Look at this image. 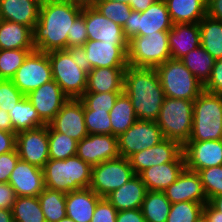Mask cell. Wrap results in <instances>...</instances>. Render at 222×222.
I'll use <instances>...</instances> for the list:
<instances>
[{
    "label": "cell",
    "instance_id": "e0dca14e",
    "mask_svg": "<svg viewBox=\"0 0 222 222\" xmlns=\"http://www.w3.org/2000/svg\"><path fill=\"white\" fill-rule=\"evenodd\" d=\"M48 125L54 131L66 134L79 142L88 135L83 103L79 99H68Z\"/></svg>",
    "mask_w": 222,
    "mask_h": 222
},
{
    "label": "cell",
    "instance_id": "836d02e7",
    "mask_svg": "<svg viewBox=\"0 0 222 222\" xmlns=\"http://www.w3.org/2000/svg\"><path fill=\"white\" fill-rule=\"evenodd\" d=\"M180 60L203 84L210 78L215 63V59L202 46L191 50Z\"/></svg>",
    "mask_w": 222,
    "mask_h": 222
},
{
    "label": "cell",
    "instance_id": "f1b7e54d",
    "mask_svg": "<svg viewBox=\"0 0 222 222\" xmlns=\"http://www.w3.org/2000/svg\"><path fill=\"white\" fill-rule=\"evenodd\" d=\"M35 49L32 29L9 20H0V50Z\"/></svg>",
    "mask_w": 222,
    "mask_h": 222
},
{
    "label": "cell",
    "instance_id": "83f0119b",
    "mask_svg": "<svg viewBox=\"0 0 222 222\" xmlns=\"http://www.w3.org/2000/svg\"><path fill=\"white\" fill-rule=\"evenodd\" d=\"M126 68L127 67L93 68L88 73L85 92H123Z\"/></svg>",
    "mask_w": 222,
    "mask_h": 222
},
{
    "label": "cell",
    "instance_id": "91938a15",
    "mask_svg": "<svg viewBox=\"0 0 222 222\" xmlns=\"http://www.w3.org/2000/svg\"><path fill=\"white\" fill-rule=\"evenodd\" d=\"M0 222H14L12 210L0 208Z\"/></svg>",
    "mask_w": 222,
    "mask_h": 222
},
{
    "label": "cell",
    "instance_id": "ee69618b",
    "mask_svg": "<svg viewBox=\"0 0 222 222\" xmlns=\"http://www.w3.org/2000/svg\"><path fill=\"white\" fill-rule=\"evenodd\" d=\"M123 92H85L79 100L83 103L84 109L110 111L118 96Z\"/></svg>",
    "mask_w": 222,
    "mask_h": 222
},
{
    "label": "cell",
    "instance_id": "f546056e",
    "mask_svg": "<svg viewBox=\"0 0 222 222\" xmlns=\"http://www.w3.org/2000/svg\"><path fill=\"white\" fill-rule=\"evenodd\" d=\"M173 24L199 23L207 15V0H164Z\"/></svg>",
    "mask_w": 222,
    "mask_h": 222
},
{
    "label": "cell",
    "instance_id": "ffe728a7",
    "mask_svg": "<svg viewBox=\"0 0 222 222\" xmlns=\"http://www.w3.org/2000/svg\"><path fill=\"white\" fill-rule=\"evenodd\" d=\"M81 14L85 19L88 40L128 43L123 27L103 16L93 5L83 6Z\"/></svg>",
    "mask_w": 222,
    "mask_h": 222
},
{
    "label": "cell",
    "instance_id": "4fadbf2b",
    "mask_svg": "<svg viewBox=\"0 0 222 222\" xmlns=\"http://www.w3.org/2000/svg\"><path fill=\"white\" fill-rule=\"evenodd\" d=\"M16 150L20 160L43 168L49 160L48 124L17 132Z\"/></svg>",
    "mask_w": 222,
    "mask_h": 222
},
{
    "label": "cell",
    "instance_id": "52a82bcc",
    "mask_svg": "<svg viewBox=\"0 0 222 222\" xmlns=\"http://www.w3.org/2000/svg\"><path fill=\"white\" fill-rule=\"evenodd\" d=\"M171 59L168 31H156L147 36H135L128 41V65L156 68Z\"/></svg>",
    "mask_w": 222,
    "mask_h": 222
},
{
    "label": "cell",
    "instance_id": "681fc988",
    "mask_svg": "<svg viewBox=\"0 0 222 222\" xmlns=\"http://www.w3.org/2000/svg\"><path fill=\"white\" fill-rule=\"evenodd\" d=\"M204 90L222 95V59L215 60L211 76L204 84Z\"/></svg>",
    "mask_w": 222,
    "mask_h": 222
},
{
    "label": "cell",
    "instance_id": "9f6ffc18",
    "mask_svg": "<svg viewBox=\"0 0 222 222\" xmlns=\"http://www.w3.org/2000/svg\"><path fill=\"white\" fill-rule=\"evenodd\" d=\"M203 215L208 222H222L221 213L218 212L209 202L204 205Z\"/></svg>",
    "mask_w": 222,
    "mask_h": 222
},
{
    "label": "cell",
    "instance_id": "d4e9b609",
    "mask_svg": "<svg viewBox=\"0 0 222 222\" xmlns=\"http://www.w3.org/2000/svg\"><path fill=\"white\" fill-rule=\"evenodd\" d=\"M40 5L37 0H0V20L16 22L33 30Z\"/></svg>",
    "mask_w": 222,
    "mask_h": 222
},
{
    "label": "cell",
    "instance_id": "277c9868",
    "mask_svg": "<svg viewBox=\"0 0 222 222\" xmlns=\"http://www.w3.org/2000/svg\"><path fill=\"white\" fill-rule=\"evenodd\" d=\"M222 139V95L203 91L193 102V127L188 141Z\"/></svg>",
    "mask_w": 222,
    "mask_h": 222
},
{
    "label": "cell",
    "instance_id": "7a4b0ae2",
    "mask_svg": "<svg viewBox=\"0 0 222 222\" xmlns=\"http://www.w3.org/2000/svg\"><path fill=\"white\" fill-rule=\"evenodd\" d=\"M123 92L130 98L138 120L156 121L165 94L155 68L128 65Z\"/></svg>",
    "mask_w": 222,
    "mask_h": 222
},
{
    "label": "cell",
    "instance_id": "9a60e30c",
    "mask_svg": "<svg viewBox=\"0 0 222 222\" xmlns=\"http://www.w3.org/2000/svg\"><path fill=\"white\" fill-rule=\"evenodd\" d=\"M186 169L198 172L222 165V139L207 141H187L182 146Z\"/></svg>",
    "mask_w": 222,
    "mask_h": 222
},
{
    "label": "cell",
    "instance_id": "ab89813d",
    "mask_svg": "<svg viewBox=\"0 0 222 222\" xmlns=\"http://www.w3.org/2000/svg\"><path fill=\"white\" fill-rule=\"evenodd\" d=\"M204 204L191 201L172 203L166 222H196L203 215Z\"/></svg>",
    "mask_w": 222,
    "mask_h": 222
},
{
    "label": "cell",
    "instance_id": "603a6c76",
    "mask_svg": "<svg viewBox=\"0 0 222 222\" xmlns=\"http://www.w3.org/2000/svg\"><path fill=\"white\" fill-rule=\"evenodd\" d=\"M171 59L180 60L191 50L201 46L199 23H176L168 31Z\"/></svg>",
    "mask_w": 222,
    "mask_h": 222
},
{
    "label": "cell",
    "instance_id": "8fae6325",
    "mask_svg": "<svg viewBox=\"0 0 222 222\" xmlns=\"http://www.w3.org/2000/svg\"><path fill=\"white\" fill-rule=\"evenodd\" d=\"M11 80L25 96L53 80L48 52L31 51Z\"/></svg>",
    "mask_w": 222,
    "mask_h": 222
},
{
    "label": "cell",
    "instance_id": "816d5d0a",
    "mask_svg": "<svg viewBox=\"0 0 222 222\" xmlns=\"http://www.w3.org/2000/svg\"><path fill=\"white\" fill-rule=\"evenodd\" d=\"M73 57V61L85 72L89 73L93 68L87 60V54L83 46L67 48Z\"/></svg>",
    "mask_w": 222,
    "mask_h": 222
},
{
    "label": "cell",
    "instance_id": "484cf974",
    "mask_svg": "<svg viewBox=\"0 0 222 222\" xmlns=\"http://www.w3.org/2000/svg\"><path fill=\"white\" fill-rule=\"evenodd\" d=\"M185 168V162H168L147 168L139 176L148 191L163 192Z\"/></svg>",
    "mask_w": 222,
    "mask_h": 222
},
{
    "label": "cell",
    "instance_id": "3957f363",
    "mask_svg": "<svg viewBox=\"0 0 222 222\" xmlns=\"http://www.w3.org/2000/svg\"><path fill=\"white\" fill-rule=\"evenodd\" d=\"M43 169L45 187L69 193L89 188L92 166L77 155L64 160L49 159Z\"/></svg>",
    "mask_w": 222,
    "mask_h": 222
},
{
    "label": "cell",
    "instance_id": "680465c9",
    "mask_svg": "<svg viewBox=\"0 0 222 222\" xmlns=\"http://www.w3.org/2000/svg\"><path fill=\"white\" fill-rule=\"evenodd\" d=\"M156 0H131L130 7L132 11L143 12Z\"/></svg>",
    "mask_w": 222,
    "mask_h": 222
},
{
    "label": "cell",
    "instance_id": "8992f818",
    "mask_svg": "<svg viewBox=\"0 0 222 222\" xmlns=\"http://www.w3.org/2000/svg\"><path fill=\"white\" fill-rule=\"evenodd\" d=\"M165 97L194 101L203 91L200 82L181 60L168 59L155 68Z\"/></svg>",
    "mask_w": 222,
    "mask_h": 222
},
{
    "label": "cell",
    "instance_id": "e7e4bbea",
    "mask_svg": "<svg viewBox=\"0 0 222 222\" xmlns=\"http://www.w3.org/2000/svg\"><path fill=\"white\" fill-rule=\"evenodd\" d=\"M108 1L122 2V3L130 5L131 0H108Z\"/></svg>",
    "mask_w": 222,
    "mask_h": 222
},
{
    "label": "cell",
    "instance_id": "be15d7a7",
    "mask_svg": "<svg viewBox=\"0 0 222 222\" xmlns=\"http://www.w3.org/2000/svg\"><path fill=\"white\" fill-rule=\"evenodd\" d=\"M58 222H75L73 219H70L68 216L62 218L60 221Z\"/></svg>",
    "mask_w": 222,
    "mask_h": 222
},
{
    "label": "cell",
    "instance_id": "7bdbcfd3",
    "mask_svg": "<svg viewBox=\"0 0 222 222\" xmlns=\"http://www.w3.org/2000/svg\"><path fill=\"white\" fill-rule=\"evenodd\" d=\"M208 202L222 194V165L213 166L197 172Z\"/></svg>",
    "mask_w": 222,
    "mask_h": 222
},
{
    "label": "cell",
    "instance_id": "b9f144b4",
    "mask_svg": "<svg viewBox=\"0 0 222 222\" xmlns=\"http://www.w3.org/2000/svg\"><path fill=\"white\" fill-rule=\"evenodd\" d=\"M93 6L103 16L109 18L121 27L124 26L132 11L128 4L108 0H98Z\"/></svg>",
    "mask_w": 222,
    "mask_h": 222
},
{
    "label": "cell",
    "instance_id": "1f68e13d",
    "mask_svg": "<svg viewBox=\"0 0 222 222\" xmlns=\"http://www.w3.org/2000/svg\"><path fill=\"white\" fill-rule=\"evenodd\" d=\"M201 46L215 59H222V21L206 15L200 22Z\"/></svg>",
    "mask_w": 222,
    "mask_h": 222
},
{
    "label": "cell",
    "instance_id": "db71d44e",
    "mask_svg": "<svg viewBox=\"0 0 222 222\" xmlns=\"http://www.w3.org/2000/svg\"><path fill=\"white\" fill-rule=\"evenodd\" d=\"M116 222H146L141 209H128L117 212Z\"/></svg>",
    "mask_w": 222,
    "mask_h": 222
},
{
    "label": "cell",
    "instance_id": "c3c4849f",
    "mask_svg": "<svg viewBox=\"0 0 222 222\" xmlns=\"http://www.w3.org/2000/svg\"><path fill=\"white\" fill-rule=\"evenodd\" d=\"M17 150L0 155V183H8L9 177L19 160Z\"/></svg>",
    "mask_w": 222,
    "mask_h": 222
},
{
    "label": "cell",
    "instance_id": "bcb514c9",
    "mask_svg": "<svg viewBox=\"0 0 222 222\" xmlns=\"http://www.w3.org/2000/svg\"><path fill=\"white\" fill-rule=\"evenodd\" d=\"M88 41L85 19L80 14L72 23L71 34H68L67 48L83 46Z\"/></svg>",
    "mask_w": 222,
    "mask_h": 222
},
{
    "label": "cell",
    "instance_id": "6125c7cd",
    "mask_svg": "<svg viewBox=\"0 0 222 222\" xmlns=\"http://www.w3.org/2000/svg\"><path fill=\"white\" fill-rule=\"evenodd\" d=\"M77 4H80L82 6H92L94 5L98 0H72Z\"/></svg>",
    "mask_w": 222,
    "mask_h": 222
},
{
    "label": "cell",
    "instance_id": "8d00e7d4",
    "mask_svg": "<svg viewBox=\"0 0 222 222\" xmlns=\"http://www.w3.org/2000/svg\"><path fill=\"white\" fill-rule=\"evenodd\" d=\"M12 215L14 222H46L38 196L16 197Z\"/></svg>",
    "mask_w": 222,
    "mask_h": 222
},
{
    "label": "cell",
    "instance_id": "6da1fadb",
    "mask_svg": "<svg viewBox=\"0 0 222 222\" xmlns=\"http://www.w3.org/2000/svg\"><path fill=\"white\" fill-rule=\"evenodd\" d=\"M82 8L72 0L42 3L38 22L32 30L35 50L47 53L67 49L72 23L82 13Z\"/></svg>",
    "mask_w": 222,
    "mask_h": 222
},
{
    "label": "cell",
    "instance_id": "5b68a950",
    "mask_svg": "<svg viewBox=\"0 0 222 222\" xmlns=\"http://www.w3.org/2000/svg\"><path fill=\"white\" fill-rule=\"evenodd\" d=\"M193 102L165 97L155 121L165 139L178 141L182 146L189 140L193 127Z\"/></svg>",
    "mask_w": 222,
    "mask_h": 222
},
{
    "label": "cell",
    "instance_id": "9c48e42d",
    "mask_svg": "<svg viewBox=\"0 0 222 222\" xmlns=\"http://www.w3.org/2000/svg\"><path fill=\"white\" fill-rule=\"evenodd\" d=\"M173 27L164 0H156L145 11H131L123 26V33L129 41L135 36H147L156 31H169Z\"/></svg>",
    "mask_w": 222,
    "mask_h": 222
},
{
    "label": "cell",
    "instance_id": "2e32d148",
    "mask_svg": "<svg viewBox=\"0 0 222 222\" xmlns=\"http://www.w3.org/2000/svg\"><path fill=\"white\" fill-rule=\"evenodd\" d=\"M91 166L118 158L117 137L109 134H88L77 142V154Z\"/></svg>",
    "mask_w": 222,
    "mask_h": 222
},
{
    "label": "cell",
    "instance_id": "6f0895ef",
    "mask_svg": "<svg viewBox=\"0 0 222 222\" xmlns=\"http://www.w3.org/2000/svg\"><path fill=\"white\" fill-rule=\"evenodd\" d=\"M0 130L13 132V125L11 123L9 112L0 108Z\"/></svg>",
    "mask_w": 222,
    "mask_h": 222
},
{
    "label": "cell",
    "instance_id": "cb8c5ba5",
    "mask_svg": "<svg viewBox=\"0 0 222 222\" xmlns=\"http://www.w3.org/2000/svg\"><path fill=\"white\" fill-rule=\"evenodd\" d=\"M147 188L139 175H135L119 189L112 191L105 198L117 209H141Z\"/></svg>",
    "mask_w": 222,
    "mask_h": 222
},
{
    "label": "cell",
    "instance_id": "5bb4252c",
    "mask_svg": "<svg viewBox=\"0 0 222 222\" xmlns=\"http://www.w3.org/2000/svg\"><path fill=\"white\" fill-rule=\"evenodd\" d=\"M135 175L143 170L168 162H185L182 145L172 139H164L159 144L134 153L129 158Z\"/></svg>",
    "mask_w": 222,
    "mask_h": 222
},
{
    "label": "cell",
    "instance_id": "d6a6232c",
    "mask_svg": "<svg viewBox=\"0 0 222 222\" xmlns=\"http://www.w3.org/2000/svg\"><path fill=\"white\" fill-rule=\"evenodd\" d=\"M9 115L14 133L46 125L26 96L15 104Z\"/></svg>",
    "mask_w": 222,
    "mask_h": 222
},
{
    "label": "cell",
    "instance_id": "94428289",
    "mask_svg": "<svg viewBox=\"0 0 222 222\" xmlns=\"http://www.w3.org/2000/svg\"><path fill=\"white\" fill-rule=\"evenodd\" d=\"M209 203L221 213L222 216V194L212 198Z\"/></svg>",
    "mask_w": 222,
    "mask_h": 222
},
{
    "label": "cell",
    "instance_id": "30bf717a",
    "mask_svg": "<svg viewBox=\"0 0 222 222\" xmlns=\"http://www.w3.org/2000/svg\"><path fill=\"white\" fill-rule=\"evenodd\" d=\"M134 176L129 159L119 156L92 166L89 188L98 196L106 197Z\"/></svg>",
    "mask_w": 222,
    "mask_h": 222
},
{
    "label": "cell",
    "instance_id": "e575fe53",
    "mask_svg": "<svg viewBox=\"0 0 222 222\" xmlns=\"http://www.w3.org/2000/svg\"><path fill=\"white\" fill-rule=\"evenodd\" d=\"M171 204L164 192L147 191L141 211L146 222H166Z\"/></svg>",
    "mask_w": 222,
    "mask_h": 222
},
{
    "label": "cell",
    "instance_id": "03108f58",
    "mask_svg": "<svg viewBox=\"0 0 222 222\" xmlns=\"http://www.w3.org/2000/svg\"><path fill=\"white\" fill-rule=\"evenodd\" d=\"M196 222H208V220L204 215H202L201 217H199V219Z\"/></svg>",
    "mask_w": 222,
    "mask_h": 222
},
{
    "label": "cell",
    "instance_id": "f6af8a7d",
    "mask_svg": "<svg viewBox=\"0 0 222 222\" xmlns=\"http://www.w3.org/2000/svg\"><path fill=\"white\" fill-rule=\"evenodd\" d=\"M24 97L12 80L0 79V108L9 112Z\"/></svg>",
    "mask_w": 222,
    "mask_h": 222
},
{
    "label": "cell",
    "instance_id": "4316f807",
    "mask_svg": "<svg viewBox=\"0 0 222 222\" xmlns=\"http://www.w3.org/2000/svg\"><path fill=\"white\" fill-rule=\"evenodd\" d=\"M101 198L90 188L66 193V216L75 222H91Z\"/></svg>",
    "mask_w": 222,
    "mask_h": 222
},
{
    "label": "cell",
    "instance_id": "60d3db41",
    "mask_svg": "<svg viewBox=\"0 0 222 222\" xmlns=\"http://www.w3.org/2000/svg\"><path fill=\"white\" fill-rule=\"evenodd\" d=\"M84 120L88 134L112 135L109 111L84 109Z\"/></svg>",
    "mask_w": 222,
    "mask_h": 222
},
{
    "label": "cell",
    "instance_id": "f5cc1de1",
    "mask_svg": "<svg viewBox=\"0 0 222 222\" xmlns=\"http://www.w3.org/2000/svg\"><path fill=\"white\" fill-rule=\"evenodd\" d=\"M16 149V133L0 130V155Z\"/></svg>",
    "mask_w": 222,
    "mask_h": 222
},
{
    "label": "cell",
    "instance_id": "74e56055",
    "mask_svg": "<svg viewBox=\"0 0 222 222\" xmlns=\"http://www.w3.org/2000/svg\"><path fill=\"white\" fill-rule=\"evenodd\" d=\"M49 159L64 160L77 154V141L48 125Z\"/></svg>",
    "mask_w": 222,
    "mask_h": 222
},
{
    "label": "cell",
    "instance_id": "11a10c76",
    "mask_svg": "<svg viewBox=\"0 0 222 222\" xmlns=\"http://www.w3.org/2000/svg\"><path fill=\"white\" fill-rule=\"evenodd\" d=\"M207 15L222 21V0H207Z\"/></svg>",
    "mask_w": 222,
    "mask_h": 222
},
{
    "label": "cell",
    "instance_id": "7402d4cb",
    "mask_svg": "<svg viewBox=\"0 0 222 222\" xmlns=\"http://www.w3.org/2000/svg\"><path fill=\"white\" fill-rule=\"evenodd\" d=\"M163 192L171 203L191 201L205 205L208 202L199 174L186 168Z\"/></svg>",
    "mask_w": 222,
    "mask_h": 222
},
{
    "label": "cell",
    "instance_id": "ba28073f",
    "mask_svg": "<svg viewBox=\"0 0 222 222\" xmlns=\"http://www.w3.org/2000/svg\"><path fill=\"white\" fill-rule=\"evenodd\" d=\"M53 80L69 99H79L86 91L88 73L74 61L67 49L48 52Z\"/></svg>",
    "mask_w": 222,
    "mask_h": 222
},
{
    "label": "cell",
    "instance_id": "f907efd6",
    "mask_svg": "<svg viewBox=\"0 0 222 222\" xmlns=\"http://www.w3.org/2000/svg\"><path fill=\"white\" fill-rule=\"evenodd\" d=\"M16 199L14 189L9 183H0V208L12 210Z\"/></svg>",
    "mask_w": 222,
    "mask_h": 222
},
{
    "label": "cell",
    "instance_id": "d6986e66",
    "mask_svg": "<svg viewBox=\"0 0 222 222\" xmlns=\"http://www.w3.org/2000/svg\"><path fill=\"white\" fill-rule=\"evenodd\" d=\"M26 97L46 125L55 117L69 99L54 80L29 92Z\"/></svg>",
    "mask_w": 222,
    "mask_h": 222
},
{
    "label": "cell",
    "instance_id": "7dc6e473",
    "mask_svg": "<svg viewBox=\"0 0 222 222\" xmlns=\"http://www.w3.org/2000/svg\"><path fill=\"white\" fill-rule=\"evenodd\" d=\"M117 212V209L102 197L95 207L91 222H116Z\"/></svg>",
    "mask_w": 222,
    "mask_h": 222
},
{
    "label": "cell",
    "instance_id": "f35d334b",
    "mask_svg": "<svg viewBox=\"0 0 222 222\" xmlns=\"http://www.w3.org/2000/svg\"><path fill=\"white\" fill-rule=\"evenodd\" d=\"M33 50L35 49L0 50V79L11 80Z\"/></svg>",
    "mask_w": 222,
    "mask_h": 222
},
{
    "label": "cell",
    "instance_id": "7c38bea8",
    "mask_svg": "<svg viewBox=\"0 0 222 222\" xmlns=\"http://www.w3.org/2000/svg\"><path fill=\"white\" fill-rule=\"evenodd\" d=\"M164 139L155 121L137 120L117 137L118 152L121 157L129 158L134 153L155 146Z\"/></svg>",
    "mask_w": 222,
    "mask_h": 222
},
{
    "label": "cell",
    "instance_id": "003e7915",
    "mask_svg": "<svg viewBox=\"0 0 222 222\" xmlns=\"http://www.w3.org/2000/svg\"><path fill=\"white\" fill-rule=\"evenodd\" d=\"M40 4L49 2V1H56V0H37Z\"/></svg>",
    "mask_w": 222,
    "mask_h": 222
},
{
    "label": "cell",
    "instance_id": "ac0fdd59",
    "mask_svg": "<svg viewBox=\"0 0 222 222\" xmlns=\"http://www.w3.org/2000/svg\"><path fill=\"white\" fill-rule=\"evenodd\" d=\"M83 47L92 68L128 66V43L88 40Z\"/></svg>",
    "mask_w": 222,
    "mask_h": 222
},
{
    "label": "cell",
    "instance_id": "4dcf8cb0",
    "mask_svg": "<svg viewBox=\"0 0 222 222\" xmlns=\"http://www.w3.org/2000/svg\"><path fill=\"white\" fill-rule=\"evenodd\" d=\"M112 135L118 137L131 127L138 119L130 98L123 92L109 111Z\"/></svg>",
    "mask_w": 222,
    "mask_h": 222
},
{
    "label": "cell",
    "instance_id": "d590c367",
    "mask_svg": "<svg viewBox=\"0 0 222 222\" xmlns=\"http://www.w3.org/2000/svg\"><path fill=\"white\" fill-rule=\"evenodd\" d=\"M46 222H58L66 217V194L47 187L38 195Z\"/></svg>",
    "mask_w": 222,
    "mask_h": 222
},
{
    "label": "cell",
    "instance_id": "44dd1931",
    "mask_svg": "<svg viewBox=\"0 0 222 222\" xmlns=\"http://www.w3.org/2000/svg\"><path fill=\"white\" fill-rule=\"evenodd\" d=\"M8 183L14 189L16 197L38 196L45 189L43 169L19 159Z\"/></svg>",
    "mask_w": 222,
    "mask_h": 222
}]
</instances>
